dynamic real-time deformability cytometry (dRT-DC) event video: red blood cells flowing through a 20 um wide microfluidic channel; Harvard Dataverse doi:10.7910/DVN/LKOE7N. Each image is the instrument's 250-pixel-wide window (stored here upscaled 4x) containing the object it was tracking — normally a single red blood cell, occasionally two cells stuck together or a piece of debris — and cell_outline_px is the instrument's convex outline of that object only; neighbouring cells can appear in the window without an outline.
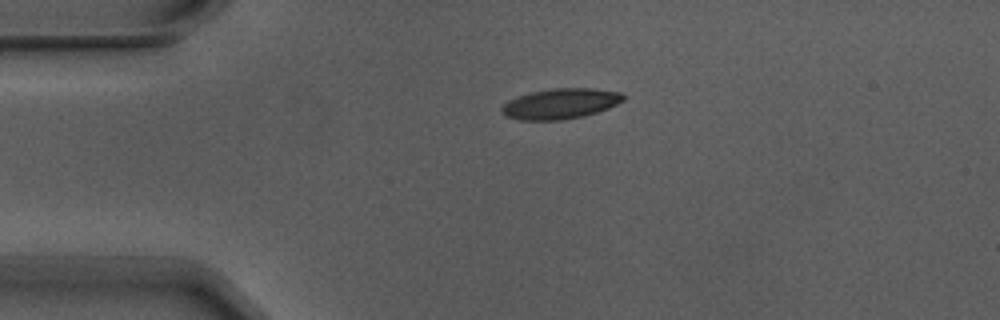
{"species": "Egyptian fruit bat (a non-hibernating species)", "species_latin": "Rousettus aegyptiacus", "temperature_condition": "warm", "stored_images_in_passage": 4, "camera_frame_rate_fps": 3000, "um_per_image_px": 0.085, "animal": {"sex": "male"}, "frame": {"image": 1, "passage_image": 3, "time_ms": 0.667, "image_size_px": [1000, 320], "cell_outline_px": [[628, 96], [624, 100], [608, 108], [584, 116], [560, 120], [516, 120], [504, 116], [500, 112], [500, 108], [508, 100], [532, 92], [552, 88], [596, 88], [620, 92]], "centroid_in_image_um": [47.63, 8.81], "position_along_channel_um": 37.4, "area_um2": 21.73}}